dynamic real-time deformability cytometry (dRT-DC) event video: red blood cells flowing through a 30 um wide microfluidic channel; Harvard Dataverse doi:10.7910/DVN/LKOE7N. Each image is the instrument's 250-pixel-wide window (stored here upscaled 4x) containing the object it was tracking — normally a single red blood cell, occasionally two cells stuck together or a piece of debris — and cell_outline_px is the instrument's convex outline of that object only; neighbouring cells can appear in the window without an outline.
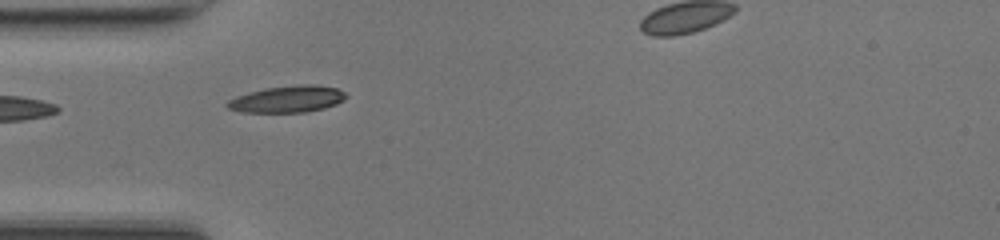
{"species": "common noctule bat (a hibernating species)", "species_latin": "Nyctalus noctula", "temperature_condition": "room temperature", "stored_images_in_passage": 20, "camera_frame_rate_fps": 3000, "um_per_image_px": 0.085, "animal": {"sex": "female", "body_mass_g": 17.0, "forearm_length_mm": 48.0}, "frame": {"image": 1, "passage_image": 1, "time_ms": 0.0, "image_size_px": [1000, 240], "cell_outline_px": [[348, 96], [344, 100], [336, 104], [324, 108], [308, 112], [240, 112], [228, 108], [224, 104], [228, 100], [236, 96], [264, 88], [296, 84], [312, 84], [336, 88], [344, 92]], "centroid_in_image_um": [24.42, 8.42], "position_along_channel_um": 60.6, "area_um2": 18.61}}
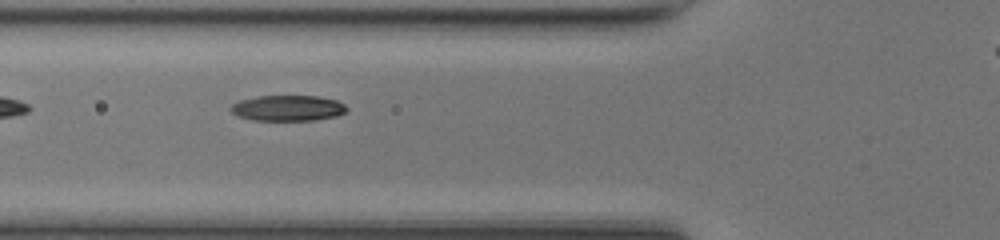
{"frame": {"image": 2, "passage_image": 4, "time_ms": 1.0, "image_size_px": [1000, 240], "cell_outline_px": [[348, 108], [344, 112], [336, 116], [316, 120], [252, 120], [236, 116], [228, 108], [232, 104], [240, 100], [256, 96], [316, 96], [336, 100], [344, 104]], "centroid_in_image_um": [24.42, 9.19], "position_along_channel_um": 101.4, "area_um2": 17.4}}